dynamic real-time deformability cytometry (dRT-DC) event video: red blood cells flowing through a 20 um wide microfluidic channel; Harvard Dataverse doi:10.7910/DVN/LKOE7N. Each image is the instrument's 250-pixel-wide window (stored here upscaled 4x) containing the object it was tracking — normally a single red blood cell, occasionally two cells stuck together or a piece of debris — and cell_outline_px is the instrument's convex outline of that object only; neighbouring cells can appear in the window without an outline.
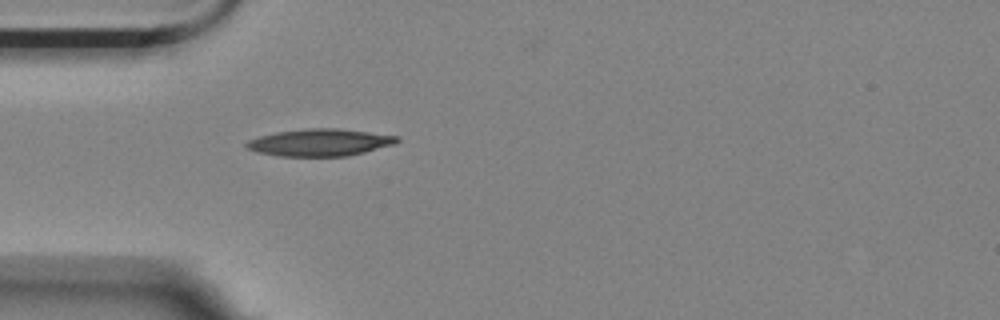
{"species": "Egyptian fruit bat (a non-hibernating species)", "species_latin": "Rousettus aegyptiacus", "temperature_condition": "room temperature", "stored_images_in_passage": 1, "camera_frame_rate_fps": 3000, "um_per_image_px": 0.085, "animal": {"sex": "female"}, "frame": {"image": 1, "passage_image": 1, "time_ms": 0.0, "image_size_px": [1000, 320], "cell_outline_px": [[400, 140], [392, 144], [364, 152], [348, 156], [276, 156], [256, 152], [248, 148], [244, 144], [248, 140], [260, 136], [276, 132], [304, 128], [336, 128], [400, 136]], "centroid_in_image_um": [27.15, 12.11], "position_along_channel_um": 57.8, "area_um2": 23.76}}